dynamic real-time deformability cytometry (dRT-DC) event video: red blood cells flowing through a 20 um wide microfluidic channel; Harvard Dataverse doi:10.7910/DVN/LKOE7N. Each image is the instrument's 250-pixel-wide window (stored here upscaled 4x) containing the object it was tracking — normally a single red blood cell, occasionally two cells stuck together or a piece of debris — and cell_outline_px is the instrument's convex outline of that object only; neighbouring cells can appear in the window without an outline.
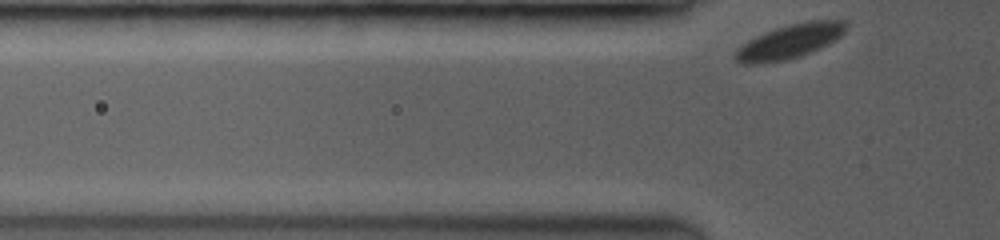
{"species": "common noctule bat (a hibernating species)", "species_latin": "Nyctalus noctula", "temperature_condition": "room temperature", "stored_images_in_passage": 3, "segment_of_instrument_passage": [2, 2], "camera_frame_rate_fps": 3500, "um_per_image_px": 0.085, "animal": {"sex": "female", "body_mass_g": 19.0, "forearm_length_mm": 53.3}, "frame": {"image": 1, "passage_image": 3, "time_ms": 2.0, "image_size_px": [1000, 240], "cell_outline_px": [[848, 28], [836, 40], [820, 48], [800, 56], [784, 60], [752, 64], [744, 64], [736, 60], [732, 56], [736, 48], [748, 40], [764, 32], [776, 28], [808, 20], [844, 20], [848, 24]], "centroid_in_image_um": [67.12, 3.51], "position_along_channel_um": 58.7, "area_um2": 22.08}}